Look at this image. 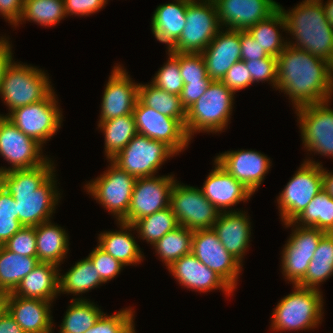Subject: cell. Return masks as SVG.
Returning a JSON list of instances; mask_svg holds the SVG:
<instances>
[{"label": "cell", "mask_w": 333, "mask_h": 333, "mask_svg": "<svg viewBox=\"0 0 333 333\" xmlns=\"http://www.w3.org/2000/svg\"><path fill=\"white\" fill-rule=\"evenodd\" d=\"M277 58V90L293 108L332 100L333 66L309 52L287 45Z\"/></svg>", "instance_id": "obj_1"}, {"label": "cell", "mask_w": 333, "mask_h": 333, "mask_svg": "<svg viewBox=\"0 0 333 333\" xmlns=\"http://www.w3.org/2000/svg\"><path fill=\"white\" fill-rule=\"evenodd\" d=\"M53 165L54 161L48 159L35 168L0 173V185L15 199L18 220L23 226L35 227L50 221L55 213L61 194Z\"/></svg>", "instance_id": "obj_2"}, {"label": "cell", "mask_w": 333, "mask_h": 333, "mask_svg": "<svg viewBox=\"0 0 333 333\" xmlns=\"http://www.w3.org/2000/svg\"><path fill=\"white\" fill-rule=\"evenodd\" d=\"M286 21L287 44L319 57L333 66V27L320 0H303L288 11L278 3Z\"/></svg>", "instance_id": "obj_3"}, {"label": "cell", "mask_w": 333, "mask_h": 333, "mask_svg": "<svg viewBox=\"0 0 333 333\" xmlns=\"http://www.w3.org/2000/svg\"><path fill=\"white\" fill-rule=\"evenodd\" d=\"M290 294L278 301L271 317L275 332L315 329L323 318V294L318 289L293 285Z\"/></svg>", "instance_id": "obj_4"}, {"label": "cell", "mask_w": 333, "mask_h": 333, "mask_svg": "<svg viewBox=\"0 0 333 333\" xmlns=\"http://www.w3.org/2000/svg\"><path fill=\"white\" fill-rule=\"evenodd\" d=\"M234 95L221 81L212 80L205 93L186 110L187 136L192 140L196 133L219 134L226 130L231 123Z\"/></svg>", "instance_id": "obj_5"}, {"label": "cell", "mask_w": 333, "mask_h": 333, "mask_svg": "<svg viewBox=\"0 0 333 333\" xmlns=\"http://www.w3.org/2000/svg\"><path fill=\"white\" fill-rule=\"evenodd\" d=\"M48 75L38 67L12 60L4 71L0 89L8 112L44 100L54 90Z\"/></svg>", "instance_id": "obj_6"}, {"label": "cell", "mask_w": 333, "mask_h": 333, "mask_svg": "<svg viewBox=\"0 0 333 333\" xmlns=\"http://www.w3.org/2000/svg\"><path fill=\"white\" fill-rule=\"evenodd\" d=\"M322 189L321 162L304 160L276 200L283 224L293 222Z\"/></svg>", "instance_id": "obj_7"}, {"label": "cell", "mask_w": 333, "mask_h": 333, "mask_svg": "<svg viewBox=\"0 0 333 333\" xmlns=\"http://www.w3.org/2000/svg\"><path fill=\"white\" fill-rule=\"evenodd\" d=\"M220 29L216 5L213 0H187L185 27L169 51L201 53Z\"/></svg>", "instance_id": "obj_8"}, {"label": "cell", "mask_w": 333, "mask_h": 333, "mask_svg": "<svg viewBox=\"0 0 333 333\" xmlns=\"http://www.w3.org/2000/svg\"><path fill=\"white\" fill-rule=\"evenodd\" d=\"M109 162L108 169L88 181L84 189L120 222L127 216L137 178L121 170L111 160Z\"/></svg>", "instance_id": "obj_9"}, {"label": "cell", "mask_w": 333, "mask_h": 333, "mask_svg": "<svg viewBox=\"0 0 333 333\" xmlns=\"http://www.w3.org/2000/svg\"><path fill=\"white\" fill-rule=\"evenodd\" d=\"M54 90L42 101L19 107L5 116L22 133L42 146L61 128L63 115Z\"/></svg>", "instance_id": "obj_10"}, {"label": "cell", "mask_w": 333, "mask_h": 333, "mask_svg": "<svg viewBox=\"0 0 333 333\" xmlns=\"http://www.w3.org/2000/svg\"><path fill=\"white\" fill-rule=\"evenodd\" d=\"M175 155L165 143L137 133L111 161L136 178L152 177L167 159Z\"/></svg>", "instance_id": "obj_11"}, {"label": "cell", "mask_w": 333, "mask_h": 333, "mask_svg": "<svg viewBox=\"0 0 333 333\" xmlns=\"http://www.w3.org/2000/svg\"><path fill=\"white\" fill-rule=\"evenodd\" d=\"M170 207L178 224L191 231L212 229L220 211L198 187L175 181L170 193Z\"/></svg>", "instance_id": "obj_12"}, {"label": "cell", "mask_w": 333, "mask_h": 333, "mask_svg": "<svg viewBox=\"0 0 333 333\" xmlns=\"http://www.w3.org/2000/svg\"><path fill=\"white\" fill-rule=\"evenodd\" d=\"M331 101L296 108L302 144L307 151L333 157V109Z\"/></svg>", "instance_id": "obj_13"}, {"label": "cell", "mask_w": 333, "mask_h": 333, "mask_svg": "<svg viewBox=\"0 0 333 333\" xmlns=\"http://www.w3.org/2000/svg\"><path fill=\"white\" fill-rule=\"evenodd\" d=\"M284 225L285 228L292 227V232L281 252L282 274L287 281L297 285L305 277L318 243L326 232L293 222Z\"/></svg>", "instance_id": "obj_14"}, {"label": "cell", "mask_w": 333, "mask_h": 333, "mask_svg": "<svg viewBox=\"0 0 333 333\" xmlns=\"http://www.w3.org/2000/svg\"><path fill=\"white\" fill-rule=\"evenodd\" d=\"M42 147L44 146L22 133L5 116H0V156L11 164L8 168L1 166L0 173L31 169L44 164L50 158L44 156Z\"/></svg>", "instance_id": "obj_15"}, {"label": "cell", "mask_w": 333, "mask_h": 333, "mask_svg": "<svg viewBox=\"0 0 333 333\" xmlns=\"http://www.w3.org/2000/svg\"><path fill=\"white\" fill-rule=\"evenodd\" d=\"M191 252L235 291L243 264L224 248L213 229L193 231Z\"/></svg>", "instance_id": "obj_16"}, {"label": "cell", "mask_w": 333, "mask_h": 333, "mask_svg": "<svg viewBox=\"0 0 333 333\" xmlns=\"http://www.w3.org/2000/svg\"><path fill=\"white\" fill-rule=\"evenodd\" d=\"M132 114L138 134L165 143L178 155L188 148L191 139L187 136L185 126L178 119L145 106L139 99Z\"/></svg>", "instance_id": "obj_17"}, {"label": "cell", "mask_w": 333, "mask_h": 333, "mask_svg": "<svg viewBox=\"0 0 333 333\" xmlns=\"http://www.w3.org/2000/svg\"><path fill=\"white\" fill-rule=\"evenodd\" d=\"M175 181L173 174L137 178L127 216L121 222L133 225L137 220L169 207Z\"/></svg>", "instance_id": "obj_18"}, {"label": "cell", "mask_w": 333, "mask_h": 333, "mask_svg": "<svg viewBox=\"0 0 333 333\" xmlns=\"http://www.w3.org/2000/svg\"><path fill=\"white\" fill-rule=\"evenodd\" d=\"M133 81L121 65L114 66L103 92L98 122L133 113L139 99V83Z\"/></svg>", "instance_id": "obj_19"}, {"label": "cell", "mask_w": 333, "mask_h": 333, "mask_svg": "<svg viewBox=\"0 0 333 333\" xmlns=\"http://www.w3.org/2000/svg\"><path fill=\"white\" fill-rule=\"evenodd\" d=\"M219 154L214 160L252 194L261 186L272 166L270 158L252 149H238Z\"/></svg>", "instance_id": "obj_20"}, {"label": "cell", "mask_w": 333, "mask_h": 333, "mask_svg": "<svg viewBox=\"0 0 333 333\" xmlns=\"http://www.w3.org/2000/svg\"><path fill=\"white\" fill-rule=\"evenodd\" d=\"M221 28L247 31L278 9L275 0H213Z\"/></svg>", "instance_id": "obj_21"}, {"label": "cell", "mask_w": 333, "mask_h": 333, "mask_svg": "<svg viewBox=\"0 0 333 333\" xmlns=\"http://www.w3.org/2000/svg\"><path fill=\"white\" fill-rule=\"evenodd\" d=\"M168 271L179 285L201 293L221 290L228 297L234 290L214 271L209 269L191 252L174 261Z\"/></svg>", "instance_id": "obj_22"}, {"label": "cell", "mask_w": 333, "mask_h": 333, "mask_svg": "<svg viewBox=\"0 0 333 333\" xmlns=\"http://www.w3.org/2000/svg\"><path fill=\"white\" fill-rule=\"evenodd\" d=\"M213 161L214 169L211 170L203 186L200 187L202 193L220 212L237 211L230 209V207L241 201L247 202L253 194L223 169L216 160Z\"/></svg>", "instance_id": "obj_23"}, {"label": "cell", "mask_w": 333, "mask_h": 333, "mask_svg": "<svg viewBox=\"0 0 333 333\" xmlns=\"http://www.w3.org/2000/svg\"><path fill=\"white\" fill-rule=\"evenodd\" d=\"M201 54L208 76L221 81L232 65L241 60L240 30L221 28Z\"/></svg>", "instance_id": "obj_24"}, {"label": "cell", "mask_w": 333, "mask_h": 333, "mask_svg": "<svg viewBox=\"0 0 333 333\" xmlns=\"http://www.w3.org/2000/svg\"><path fill=\"white\" fill-rule=\"evenodd\" d=\"M251 228L250 218L243 210L220 212L212 226L224 248L241 263L250 246Z\"/></svg>", "instance_id": "obj_25"}, {"label": "cell", "mask_w": 333, "mask_h": 333, "mask_svg": "<svg viewBox=\"0 0 333 333\" xmlns=\"http://www.w3.org/2000/svg\"><path fill=\"white\" fill-rule=\"evenodd\" d=\"M52 303L8 293L7 311L25 333H48L54 326Z\"/></svg>", "instance_id": "obj_26"}, {"label": "cell", "mask_w": 333, "mask_h": 333, "mask_svg": "<svg viewBox=\"0 0 333 333\" xmlns=\"http://www.w3.org/2000/svg\"><path fill=\"white\" fill-rule=\"evenodd\" d=\"M59 266L39 264L26 275L12 292L13 295L53 302L59 295Z\"/></svg>", "instance_id": "obj_27"}, {"label": "cell", "mask_w": 333, "mask_h": 333, "mask_svg": "<svg viewBox=\"0 0 333 333\" xmlns=\"http://www.w3.org/2000/svg\"><path fill=\"white\" fill-rule=\"evenodd\" d=\"M174 1L157 6L151 18L153 35L168 50L179 39L186 23L187 0Z\"/></svg>", "instance_id": "obj_28"}, {"label": "cell", "mask_w": 333, "mask_h": 333, "mask_svg": "<svg viewBox=\"0 0 333 333\" xmlns=\"http://www.w3.org/2000/svg\"><path fill=\"white\" fill-rule=\"evenodd\" d=\"M117 224L120 230L104 231L98 235V246L124 266L140 264L144 254L130 232L135 230L134 226L121 221Z\"/></svg>", "instance_id": "obj_29"}, {"label": "cell", "mask_w": 333, "mask_h": 333, "mask_svg": "<svg viewBox=\"0 0 333 333\" xmlns=\"http://www.w3.org/2000/svg\"><path fill=\"white\" fill-rule=\"evenodd\" d=\"M47 221L35 226L39 262L60 267L69 251V235L61 226Z\"/></svg>", "instance_id": "obj_30"}, {"label": "cell", "mask_w": 333, "mask_h": 333, "mask_svg": "<svg viewBox=\"0 0 333 333\" xmlns=\"http://www.w3.org/2000/svg\"><path fill=\"white\" fill-rule=\"evenodd\" d=\"M104 283L92 261L86 257L77 261L63 275L59 273V294L82 295Z\"/></svg>", "instance_id": "obj_31"}, {"label": "cell", "mask_w": 333, "mask_h": 333, "mask_svg": "<svg viewBox=\"0 0 333 333\" xmlns=\"http://www.w3.org/2000/svg\"><path fill=\"white\" fill-rule=\"evenodd\" d=\"M279 28L286 31L284 15L278 8L268 18L258 22L247 31L268 55L277 57L288 45Z\"/></svg>", "instance_id": "obj_32"}, {"label": "cell", "mask_w": 333, "mask_h": 333, "mask_svg": "<svg viewBox=\"0 0 333 333\" xmlns=\"http://www.w3.org/2000/svg\"><path fill=\"white\" fill-rule=\"evenodd\" d=\"M38 264L37 257L22 256L0 245V291L12 293Z\"/></svg>", "instance_id": "obj_33"}, {"label": "cell", "mask_w": 333, "mask_h": 333, "mask_svg": "<svg viewBox=\"0 0 333 333\" xmlns=\"http://www.w3.org/2000/svg\"><path fill=\"white\" fill-rule=\"evenodd\" d=\"M333 276V233H326L318 243L305 277L297 284L320 290L319 285Z\"/></svg>", "instance_id": "obj_34"}, {"label": "cell", "mask_w": 333, "mask_h": 333, "mask_svg": "<svg viewBox=\"0 0 333 333\" xmlns=\"http://www.w3.org/2000/svg\"><path fill=\"white\" fill-rule=\"evenodd\" d=\"M98 123V128L104 133V152L108 161L114 158L137 134L133 114Z\"/></svg>", "instance_id": "obj_35"}, {"label": "cell", "mask_w": 333, "mask_h": 333, "mask_svg": "<svg viewBox=\"0 0 333 333\" xmlns=\"http://www.w3.org/2000/svg\"><path fill=\"white\" fill-rule=\"evenodd\" d=\"M293 223L333 233V197L323 188Z\"/></svg>", "instance_id": "obj_36"}, {"label": "cell", "mask_w": 333, "mask_h": 333, "mask_svg": "<svg viewBox=\"0 0 333 333\" xmlns=\"http://www.w3.org/2000/svg\"><path fill=\"white\" fill-rule=\"evenodd\" d=\"M70 303L59 326L65 333H85L104 313L90 299L72 298Z\"/></svg>", "instance_id": "obj_37"}, {"label": "cell", "mask_w": 333, "mask_h": 333, "mask_svg": "<svg viewBox=\"0 0 333 333\" xmlns=\"http://www.w3.org/2000/svg\"><path fill=\"white\" fill-rule=\"evenodd\" d=\"M139 100L163 115L178 119L185 126L186 109L181 103L180 96L168 93L151 82L139 83Z\"/></svg>", "instance_id": "obj_38"}, {"label": "cell", "mask_w": 333, "mask_h": 333, "mask_svg": "<svg viewBox=\"0 0 333 333\" xmlns=\"http://www.w3.org/2000/svg\"><path fill=\"white\" fill-rule=\"evenodd\" d=\"M193 231L179 225L166 233L154 245L155 253L168 268L183 255L191 253Z\"/></svg>", "instance_id": "obj_39"}, {"label": "cell", "mask_w": 333, "mask_h": 333, "mask_svg": "<svg viewBox=\"0 0 333 333\" xmlns=\"http://www.w3.org/2000/svg\"><path fill=\"white\" fill-rule=\"evenodd\" d=\"M133 226L137 231L138 238L146 240L147 244L154 245L166 233L177 228L179 224L172 208L169 206L164 210L137 220Z\"/></svg>", "instance_id": "obj_40"}, {"label": "cell", "mask_w": 333, "mask_h": 333, "mask_svg": "<svg viewBox=\"0 0 333 333\" xmlns=\"http://www.w3.org/2000/svg\"><path fill=\"white\" fill-rule=\"evenodd\" d=\"M66 17L64 0H24L19 23L34 22L41 26H55Z\"/></svg>", "instance_id": "obj_41"}, {"label": "cell", "mask_w": 333, "mask_h": 333, "mask_svg": "<svg viewBox=\"0 0 333 333\" xmlns=\"http://www.w3.org/2000/svg\"><path fill=\"white\" fill-rule=\"evenodd\" d=\"M167 51L169 58L154 75L151 83L168 93L180 96L184 83L180 73L179 53Z\"/></svg>", "instance_id": "obj_42"}, {"label": "cell", "mask_w": 333, "mask_h": 333, "mask_svg": "<svg viewBox=\"0 0 333 333\" xmlns=\"http://www.w3.org/2000/svg\"><path fill=\"white\" fill-rule=\"evenodd\" d=\"M133 310L131 307L123 308L112 315L104 312L85 333H136Z\"/></svg>", "instance_id": "obj_43"}, {"label": "cell", "mask_w": 333, "mask_h": 333, "mask_svg": "<svg viewBox=\"0 0 333 333\" xmlns=\"http://www.w3.org/2000/svg\"><path fill=\"white\" fill-rule=\"evenodd\" d=\"M22 227L15 199L0 185V245H4Z\"/></svg>", "instance_id": "obj_44"}, {"label": "cell", "mask_w": 333, "mask_h": 333, "mask_svg": "<svg viewBox=\"0 0 333 333\" xmlns=\"http://www.w3.org/2000/svg\"><path fill=\"white\" fill-rule=\"evenodd\" d=\"M179 67L183 83L211 79L201 53H179Z\"/></svg>", "instance_id": "obj_45"}, {"label": "cell", "mask_w": 333, "mask_h": 333, "mask_svg": "<svg viewBox=\"0 0 333 333\" xmlns=\"http://www.w3.org/2000/svg\"><path fill=\"white\" fill-rule=\"evenodd\" d=\"M252 78V84L264 82L272 84L271 86L277 91V58L269 55L252 61H244Z\"/></svg>", "instance_id": "obj_46"}, {"label": "cell", "mask_w": 333, "mask_h": 333, "mask_svg": "<svg viewBox=\"0 0 333 333\" xmlns=\"http://www.w3.org/2000/svg\"><path fill=\"white\" fill-rule=\"evenodd\" d=\"M3 246L22 256L37 257L35 227H22Z\"/></svg>", "instance_id": "obj_47"}, {"label": "cell", "mask_w": 333, "mask_h": 333, "mask_svg": "<svg viewBox=\"0 0 333 333\" xmlns=\"http://www.w3.org/2000/svg\"><path fill=\"white\" fill-rule=\"evenodd\" d=\"M87 257L92 261L94 268L105 283L117 277L124 267L121 262L113 258L99 246H96Z\"/></svg>", "instance_id": "obj_48"}, {"label": "cell", "mask_w": 333, "mask_h": 333, "mask_svg": "<svg viewBox=\"0 0 333 333\" xmlns=\"http://www.w3.org/2000/svg\"><path fill=\"white\" fill-rule=\"evenodd\" d=\"M221 82L236 94L252 84L249 70L243 60H239L226 72Z\"/></svg>", "instance_id": "obj_49"}, {"label": "cell", "mask_w": 333, "mask_h": 333, "mask_svg": "<svg viewBox=\"0 0 333 333\" xmlns=\"http://www.w3.org/2000/svg\"><path fill=\"white\" fill-rule=\"evenodd\" d=\"M108 0H64L66 16H89L100 11Z\"/></svg>", "instance_id": "obj_50"}, {"label": "cell", "mask_w": 333, "mask_h": 333, "mask_svg": "<svg viewBox=\"0 0 333 333\" xmlns=\"http://www.w3.org/2000/svg\"><path fill=\"white\" fill-rule=\"evenodd\" d=\"M240 45L241 60L243 61L258 60L269 56L248 31H240Z\"/></svg>", "instance_id": "obj_51"}, {"label": "cell", "mask_w": 333, "mask_h": 333, "mask_svg": "<svg viewBox=\"0 0 333 333\" xmlns=\"http://www.w3.org/2000/svg\"><path fill=\"white\" fill-rule=\"evenodd\" d=\"M212 79H203L201 82L184 83L180 94L183 107L187 110L192 106L207 90Z\"/></svg>", "instance_id": "obj_52"}, {"label": "cell", "mask_w": 333, "mask_h": 333, "mask_svg": "<svg viewBox=\"0 0 333 333\" xmlns=\"http://www.w3.org/2000/svg\"><path fill=\"white\" fill-rule=\"evenodd\" d=\"M23 4L24 0H0V15L10 25L19 26V21L23 13Z\"/></svg>", "instance_id": "obj_53"}, {"label": "cell", "mask_w": 333, "mask_h": 333, "mask_svg": "<svg viewBox=\"0 0 333 333\" xmlns=\"http://www.w3.org/2000/svg\"><path fill=\"white\" fill-rule=\"evenodd\" d=\"M5 37L6 36L0 37V89L4 71L13 60L12 46L10 41H8L9 37Z\"/></svg>", "instance_id": "obj_54"}, {"label": "cell", "mask_w": 333, "mask_h": 333, "mask_svg": "<svg viewBox=\"0 0 333 333\" xmlns=\"http://www.w3.org/2000/svg\"><path fill=\"white\" fill-rule=\"evenodd\" d=\"M0 333H25L23 329L17 324L13 317L4 312L0 316Z\"/></svg>", "instance_id": "obj_55"}, {"label": "cell", "mask_w": 333, "mask_h": 333, "mask_svg": "<svg viewBox=\"0 0 333 333\" xmlns=\"http://www.w3.org/2000/svg\"><path fill=\"white\" fill-rule=\"evenodd\" d=\"M323 171V188L327 191L329 195L333 197V172H328L322 166Z\"/></svg>", "instance_id": "obj_56"}, {"label": "cell", "mask_w": 333, "mask_h": 333, "mask_svg": "<svg viewBox=\"0 0 333 333\" xmlns=\"http://www.w3.org/2000/svg\"><path fill=\"white\" fill-rule=\"evenodd\" d=\"M320 1L322 2L323 8L325 10L326 19L333 27V0H327L325 3H323V0Z\"/></svg>", "instance_id": "obj_57"}, {"label": "cell", "mask_w": 333, "mask_h": 333, "mask_svg": "<svg viewBox=\"0 0 333 333\" xmlns=\"http://www.w3.org/2000/svg\"><path fill=\"white\" fill-rule=\"evenodd\" d=\"M8 294L0 291V316L7 311Z\"/></svg>", "instance_id": "obj_58"}, {"label": "cell", "mask_w": 333, "mask_h": 333, "mask_svg": "<svg viewBox=\"0 0 333 333\" xmlns=\"http://www.w3.org/2000/svg\"><path fill=\"white\" fill-rule=\"evenodd\" d=\"M53 328H54V327L52 326L48 333H54V332H53V331H54ZM58 333H65V332H63V331H61V330L59 329V332H58Z\"/></svg>", "instance_id": "obj_59"}]
</instances>
